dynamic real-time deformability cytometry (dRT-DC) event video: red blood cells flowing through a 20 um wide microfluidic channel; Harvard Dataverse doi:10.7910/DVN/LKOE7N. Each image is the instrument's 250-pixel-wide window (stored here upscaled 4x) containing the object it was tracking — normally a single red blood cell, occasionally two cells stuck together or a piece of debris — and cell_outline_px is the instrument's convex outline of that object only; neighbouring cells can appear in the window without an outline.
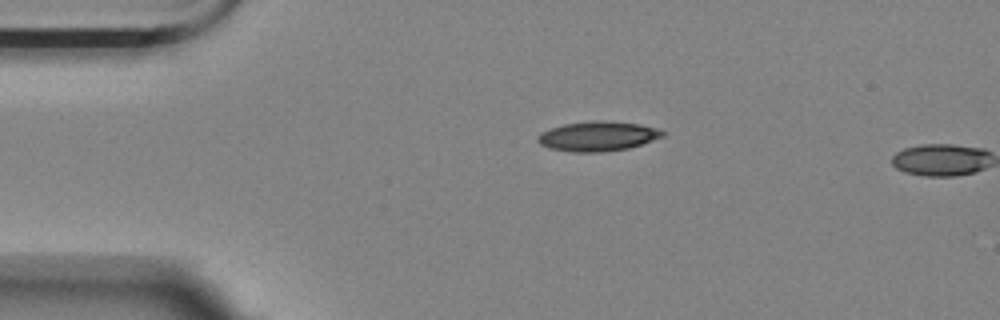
{"species": "Egyptian fruit bat (a non-hibernating species)", "species_latin": "Rousettus aegyptiacus", "temperature_condition": "room temperature", "stored_images_in_passage": 2, "camera_frame_rate_fps": 3000, "um_per_image_px": 0.085, "animal": {"sex": "female"}, "frame": {"image": 1, "passage_image": 1, "time_ms": 0.0, "image_size_px": [1000, 320], "cell_outline_px": [[664, 136], [628, 148], [604, 152], [572, 152], [548, 148], [540, 144], [536, 140], [540, 132], [564, 124], [592, 120], [604, 120], [640, 124], [656, 128], [664, 132]], "centroid_in_image_um": [50.77, 11.57], "position_along_channel_um": 34.2, "area_um2": 21.62}}